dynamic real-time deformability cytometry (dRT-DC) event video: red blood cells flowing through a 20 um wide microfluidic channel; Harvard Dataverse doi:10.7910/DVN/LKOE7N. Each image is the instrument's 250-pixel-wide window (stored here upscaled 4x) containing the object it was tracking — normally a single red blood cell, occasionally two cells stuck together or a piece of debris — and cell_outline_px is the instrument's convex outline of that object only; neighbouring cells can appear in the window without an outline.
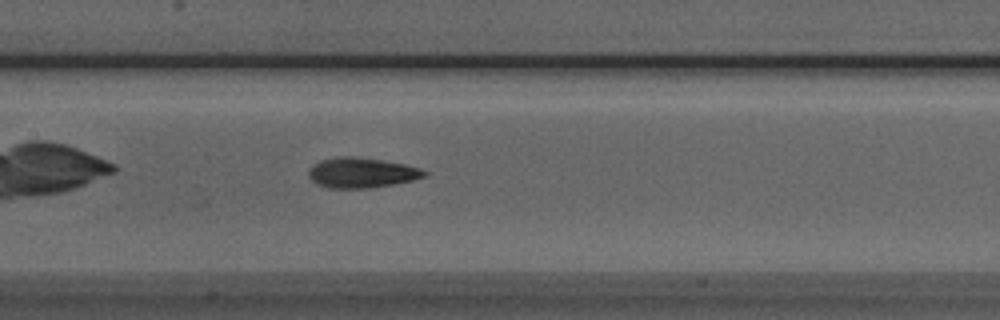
{"species": "Egyptian fruit bat (a non-hibernating species)", "species_latin": "Rousettus aegyptiacus", "temperature_condition": "room temperature", "stored_images_in_passage": 35, "camera_frame_rate_fps": 3000, "um_per_image_px": 0.085, "animal": {"sex": "male"}, "frame": {"image": 1, "passage_image": 11, "time_ms": 3.333, "image_size_px": [1000, 320], "cell_outline_px": [[428, 176], [412, 180], [392, 184], [368, 188], [328, 188], [316, 184], [308, 176], [308, 168], [320, 160], [340, 156], [352, 156], [380, 160], [404, 164], [420, 168], [428, 172]], "centroid_in_image_um": [30.71, 14.68], "position_along_channel_um": 176.7, "area_um2": 20.35}}
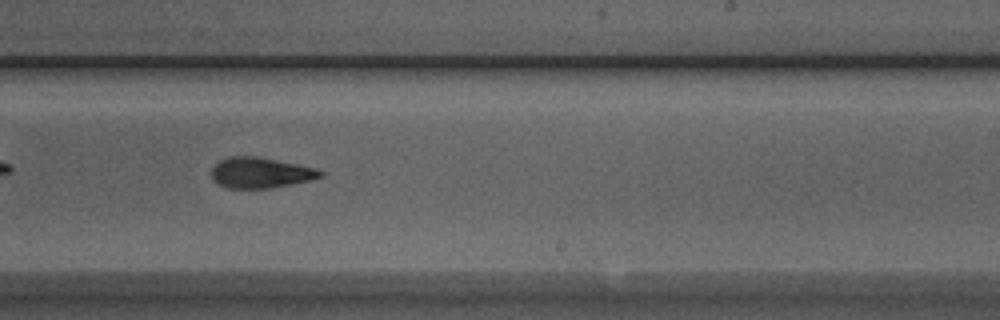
{"frame": {"image": 2, "passage_image": 18, "time_ms": 5.667, "image_size_px": [1000, 320], "cell_outline_px": [[324, 176], [292, 184], [272, 188], [228, 188], [212, 180], [212, 168], [220, 160], [228, 156], [256, 156], [316, 168], [324, 172]], "centroid_in_image_um": [22.14, 14.68], "position_along_channel_um": 266.9, "area_um2": 19.31}}
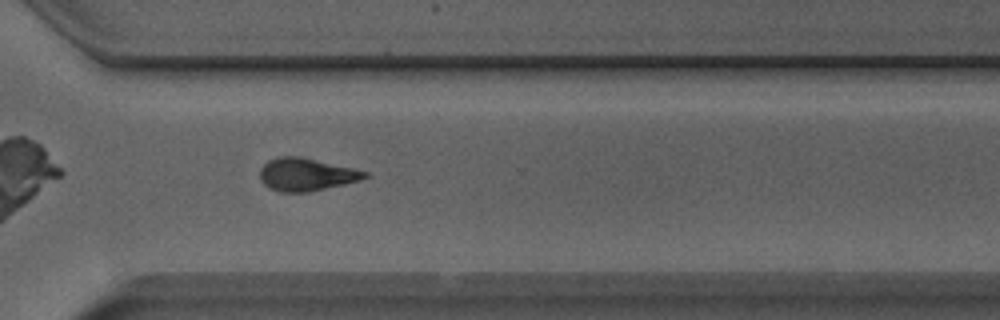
{"frame": {"image": 3, "passage_image": 24, "time_ms": 7.667, "image_size_px": [1000, 320], "cell_outline_px": [[368, 176], [360, 180], [344, 184], [308, 192], [280, 192], [268, 188], [264, 184], [260, 176], [260, 168], [268, 160], [280, 156], [300, 156], [352, 168], [368, 172]], "centroid_in_image_um": [26.0, 14.83], "position_along_channel_um": 344.6, "area_um2": 19.88}, "authors_computed_cell_mechanics": {"area_um2": 19.941, "velocity_mm_per_s": 3.8915, "shape_relaxation_time_tau1_ms": 7.4748, "shape_relaxation_time_tau2_ms": 2.7444, "deformation_change_tau1": 0.1782, "deformation_change_tau2": 0.107}}